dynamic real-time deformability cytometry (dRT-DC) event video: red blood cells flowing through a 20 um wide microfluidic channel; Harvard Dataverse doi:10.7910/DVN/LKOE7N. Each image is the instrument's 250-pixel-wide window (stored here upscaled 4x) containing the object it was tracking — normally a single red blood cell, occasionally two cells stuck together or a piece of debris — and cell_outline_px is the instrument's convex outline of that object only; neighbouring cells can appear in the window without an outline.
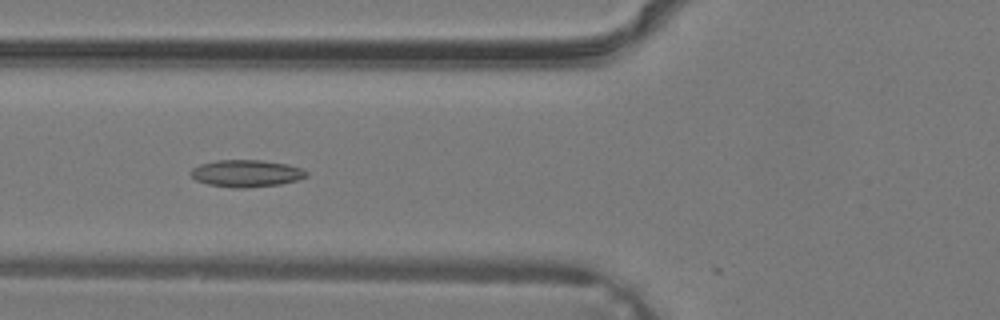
{"species": "common noctule bat (a hibernating species)", "species_latin": "Nyctalus noctula", "temperature_condition": "warm", "stored_images_in_passage": 40, "camera_frame_rate_fps": 3000, "um_per_image_px": 0.085, "animal": {"sex": "male", "body_mass_g": 19.2, "forearm_length_mm": 51.8}, "frame": {"image": 1, "passage_image": 16, "time_ms": 5.0, "image_size_px": [1000, 320], "cell_outline_px": [[308, 176], [296, 180], [280, 184], [244, 188], [232, 188], [208, 184], [196, 180], [188, 172], [192, 168], [200, 164], [216, 160], [260, 160], [288, 164], [300, 168], [308, 172]], "centroid_in_image_um": [20.91, 14.73], "position_along_channel_um": 104.9, "area_um2": 18.26}}
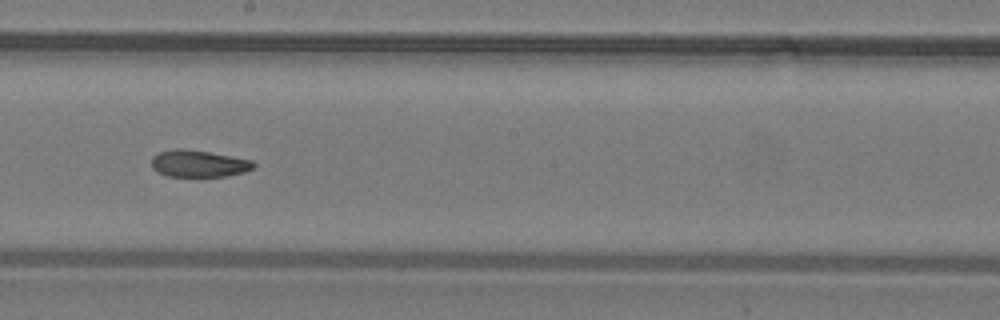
{"frame": {"image": 2, "passage_image": 23, "time_ms": 7.333, "image_size_px": [1000, 320], "cell_outline_px": [[256, 164], [252, 168], [244, 172], [224, 176], [168, 176], [152, 168], [152, 156], [160, 152], [176, 148], [184, 148], [208, 152], [252, 160]], "centroid_in_image_um": [16.87, 13.9], "position_along_channel_um": 231.3, "area_um2": 15.78}}
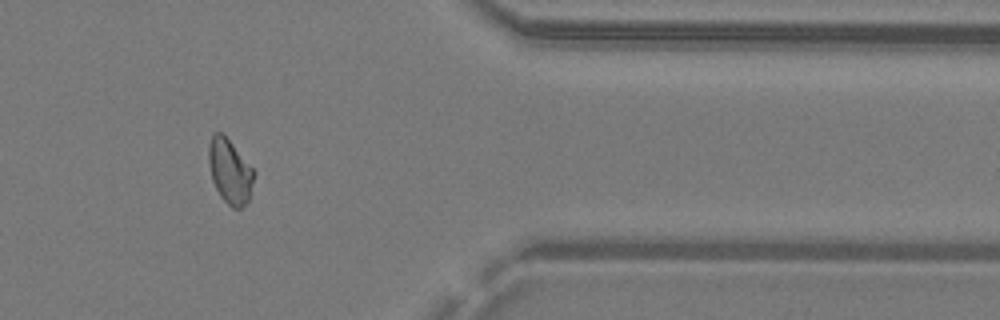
{"frame": {"image": 3, "passage_image": 33, "time_ms": 10.667, "image_size_px": [1000, 320], "cell_outline_px": [[256, 172], [248, 200], [240, 208], [232, 208], [220, 196], [212, 180], [208, 164], [208, 144], [212, 136], [216, 132], [224, 132]], "centroid_in_image_um": [19.53, 14.52], "position_along_channel_um": 391.9, "area_um2": 17.22}}